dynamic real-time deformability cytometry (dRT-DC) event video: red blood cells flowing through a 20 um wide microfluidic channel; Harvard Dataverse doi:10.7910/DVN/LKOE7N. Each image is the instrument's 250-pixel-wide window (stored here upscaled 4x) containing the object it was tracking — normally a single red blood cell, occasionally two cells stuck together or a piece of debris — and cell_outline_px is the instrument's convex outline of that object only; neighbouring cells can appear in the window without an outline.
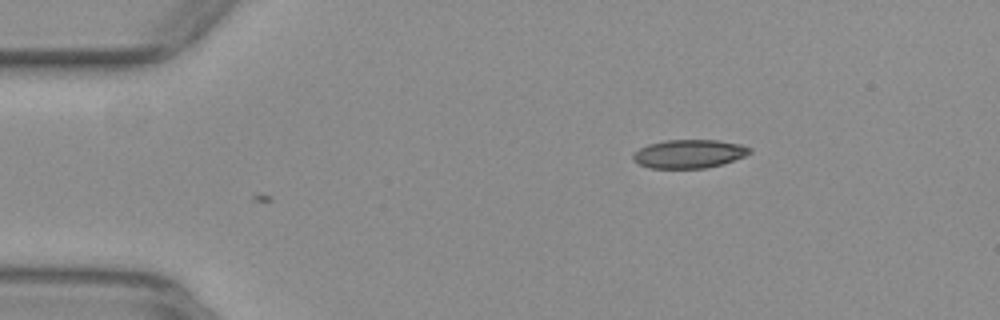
{"species": "common noctule bat (a hibernating species)", "species_latin": "Nyctalus noctula", "temperature_condition": "warm", "stored_images_in_passage": 5, "camera_frame_rate_fps": 3000, "um_per_image_px": 0.085, "animal": {"sex": "female", "body_mass_g": 29.2, "forearm_length_mm": 56.3}, "frame": {"image": 1, "passage_image": 5, "time_ms": 1.333, "image_size_px": [1000, 320], "cell_outline_px": [[752, 152], [744, 156], [724, 164], [704, 168], [648, 168], [640, 164], [632, 156], [640, 148], [648, 144], [664, 140], [716, 140], [740, 144], [752, 148]], "centroid_in_image_um": [58.61, 13.07], "position_along_channel_um": 26.4, "area_um2": 19.31}}